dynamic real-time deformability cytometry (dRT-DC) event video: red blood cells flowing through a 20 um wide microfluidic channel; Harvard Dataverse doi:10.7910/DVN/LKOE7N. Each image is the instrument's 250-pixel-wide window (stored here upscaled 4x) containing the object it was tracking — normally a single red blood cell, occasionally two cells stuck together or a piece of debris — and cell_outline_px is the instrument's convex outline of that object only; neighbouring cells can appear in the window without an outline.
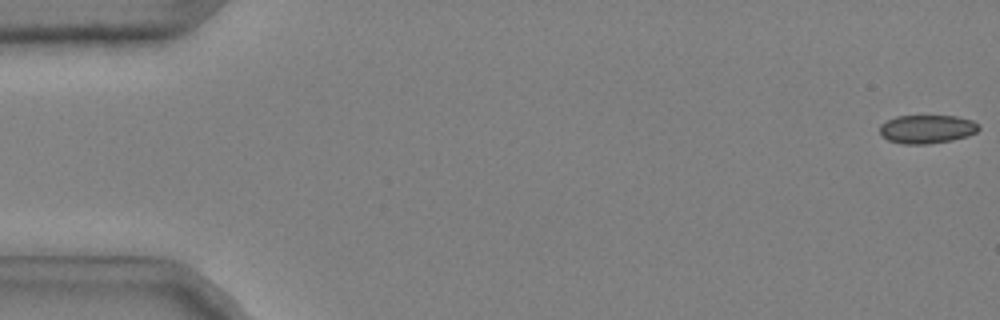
{"species": "common noctule bat (a hibernating species)", "species_latin": "Nyctalus noctula", "temperature_condition": "cold", "stored_images_in_passage": 5, "camera_frame_rate_fps": 3000, "um_per_image_px": 0.085, "animal": {"sex": "male", "body_mass_g": 20.4}, "frame": {"image": 1, "passage_image": 1, "time_ms": 0.0, "image_size_px": [1000, 320], "cell_outline_px": [[980, 128], [976, 132], [968, 136], [952, 140], [928, 144], [904, 144], [888, 140], [880, 132], [880, 124], [896, 116], [956, 116], [972, 120], [980, 124]], "centroid_in_image_um": [78.82, 10.97], "position_along_channel_um": 6.2, "area_um2": 16.47}}